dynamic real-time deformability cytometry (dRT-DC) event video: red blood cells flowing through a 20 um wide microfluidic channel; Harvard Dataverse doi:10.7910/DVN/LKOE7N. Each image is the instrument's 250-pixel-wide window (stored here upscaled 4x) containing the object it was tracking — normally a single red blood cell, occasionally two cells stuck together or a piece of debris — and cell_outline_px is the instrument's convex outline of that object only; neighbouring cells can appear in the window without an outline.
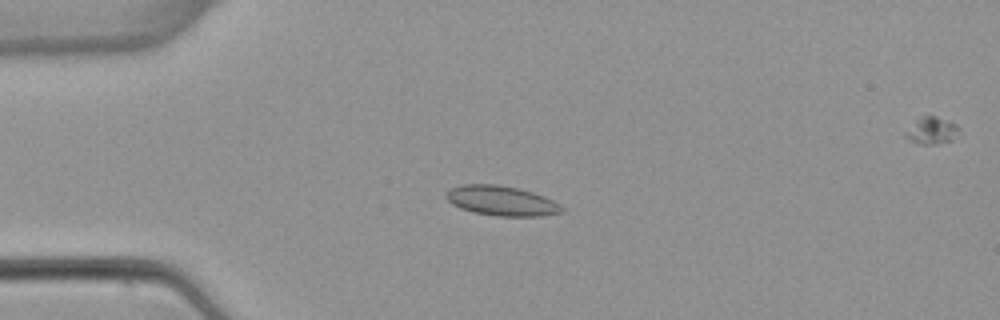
{"species": "common noctule bat (a hibernating species)", "species_latin": "Nyctalus noctula", "temperature_condition": "warm", "stored_images_in_passage": 3, "camera_frame_rate_fps": 3000, "um_per_image_px": 0.085, "animal": {"sex": "female", "body_mass_g": 22.7, "forearm_length_mm": 54.2}, "frame": {"image": 1, "passage_image": 1, "time_ms": 0.0, "image_size_px": [1000, 320], "cell_outline_px": [[564, 212], [540, 216], [496, 216], [472, 212], [460, 208], [452, 204], [448, 200], [448, 192], [452, 188], [460, 184], [496, 184], [520, 188], [544, 196], [560, 204], [564, 208]], "centroid_in_image_um": [42.66, 17.07], "position_along_channel_um": 42.3, "area_um2": 20.11}}
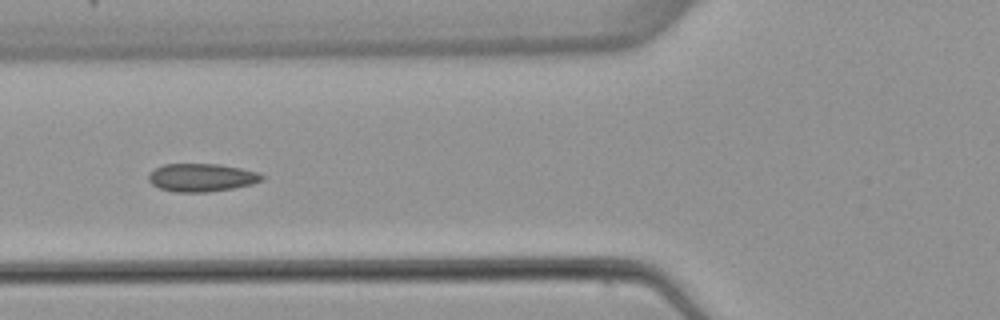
{"frame": {"image": 2, "passage_image": 3, "time_ms": 2.333, "image_size_px": [1000, 320], "cell_outline_px": [[264, 180], [252, 184], [232, 188], [208, 192], [176, 192], [160, 188], [152, 184], [148, 180], [148, 176], [156, 168], [164, 164], [220, 164], [260, 172], [264, 176]], "centroid_in_image_um": [17.17, 15.09], "position_along_channel_um": 108.6, "area_um2": 18.5}}